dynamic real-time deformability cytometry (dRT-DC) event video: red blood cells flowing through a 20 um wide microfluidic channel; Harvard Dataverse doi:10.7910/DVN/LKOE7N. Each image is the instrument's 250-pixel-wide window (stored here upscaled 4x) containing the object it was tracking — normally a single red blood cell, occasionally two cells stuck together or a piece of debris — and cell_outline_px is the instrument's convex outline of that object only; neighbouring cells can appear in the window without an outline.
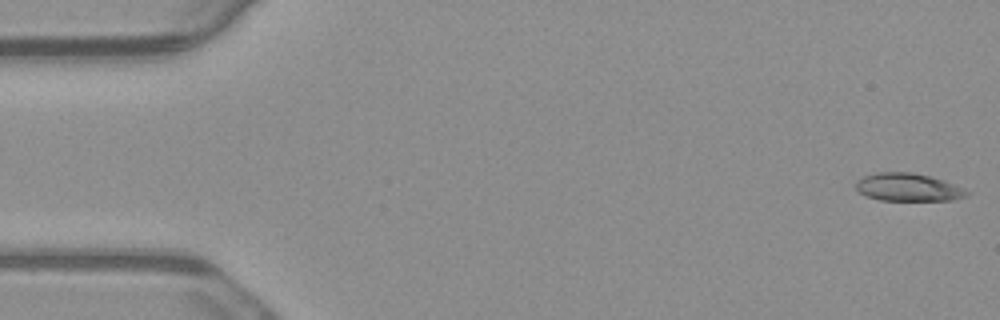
{"species": "common noctule bat (a hibernating species)", "species_latin": "Nyctalus noctula", "temperature_condition": "warm", "stored_images_in_passage": 5, "camera_frame_rate_fps": 3000, "um_per_image_px": 0.085, "animal": {"sex": "male", "body_mass_g": 23.1, "forearm_length_mm": 52.7}, "frame": {"image": 1, "passage_image": 1, "time_ms": 0.0, "image_size_px": [1000, 320], "cell_outline_px": [[968, 196], [952, 200], [880, 200], [864, 196], [856, 188], [856, 180], [864, 176], [880, 172], [912, 172], [944, 180], [964, 188], [968, 192]], "centroid_in_image_um": [77.18, 15.92], "position_along_channel_um": 7.8, "area_um2": 17.98}}
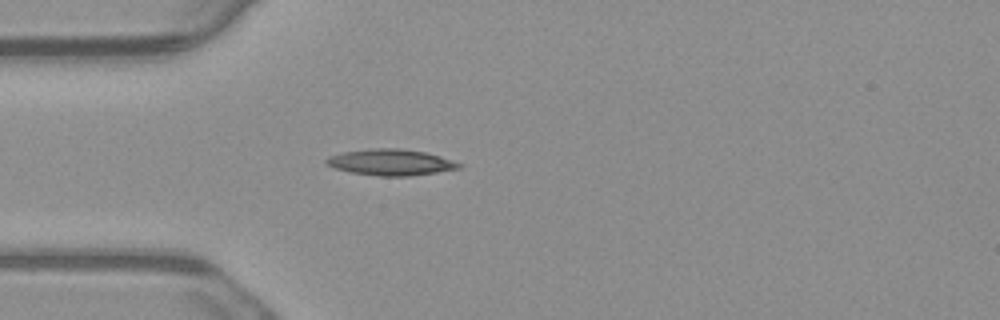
{"frame": {"image": 2, "passage_image": 5, "time_ms": 1.333, "image_size_px": [1000, 320], "cell_outline_px": [[464, 164], [460, 168], [436, 172], [408, 176], [380, 176], [348, 172], [324, 164], [324, 160], [328, 156], [344, 152], [372, 148], [400, 148], [424, 152], [440, 156]], "centroid_in_image_um": [33.19, 13.79], "position_along_channel_um": 51.8, "area_um2": 20.23}}